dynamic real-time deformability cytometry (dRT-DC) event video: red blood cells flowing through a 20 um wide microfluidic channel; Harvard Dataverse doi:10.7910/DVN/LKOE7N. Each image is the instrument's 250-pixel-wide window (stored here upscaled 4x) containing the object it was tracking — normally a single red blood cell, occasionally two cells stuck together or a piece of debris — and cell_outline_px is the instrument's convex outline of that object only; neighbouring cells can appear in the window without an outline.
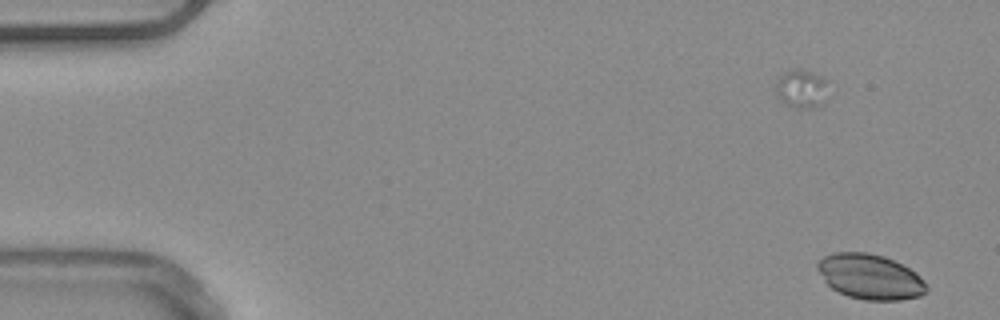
{"species": "common noctule bat (a hibernating species)", "species_latin": "Nyctalus noctula", "temperature_condition": "warm", "stored_images_in_passage": 38, "camera_frame_rate_fps": 3000, "um_per_image_px": 0.085, "animal": {"sex": "male", "body_mass_g": 20.4}, "frame": {"image": 1, "passage_image": 1, "time_ms": 0.0, "image_size_px": [1000, 320], "cell_outline_px": [[928, 288], [920, 296], [900, 300], [864, 300], [848, 296], [832, 288], [824, 280], [816, 268], [816, 264], [824, 256], [832, 252], [868, 252], [884, 256], [916, 272], [924, 280]], "centroid_in_image_um": [73.95, 23.51], "position_along_channel_um": 11.1, "area_um2": 28.61}}
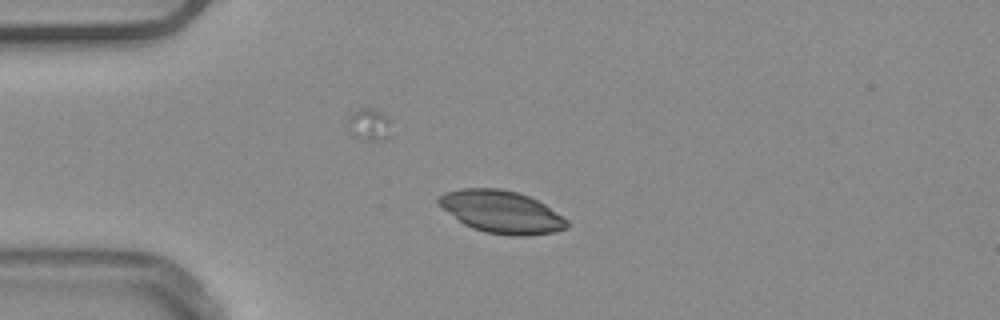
{"frame": {"image": 2, "passage_image": 12, "time_ms": 3.667, "image_size_px": [1000, 320], "cell_outline_px": [[568, 228], [556, 232], [520, 236], [512, 236], [484, 232], [472, 228], [464, 224], [436, 204], [436, 196], [444, 192], [460, 188], [500, 188], [516, 192], [528, 196], [544, 204], [568, 220]], "centroid_in_image_um": [42.58, 18.0], "position_along_channel_um": 42.4, "area_um2": 31.91}}